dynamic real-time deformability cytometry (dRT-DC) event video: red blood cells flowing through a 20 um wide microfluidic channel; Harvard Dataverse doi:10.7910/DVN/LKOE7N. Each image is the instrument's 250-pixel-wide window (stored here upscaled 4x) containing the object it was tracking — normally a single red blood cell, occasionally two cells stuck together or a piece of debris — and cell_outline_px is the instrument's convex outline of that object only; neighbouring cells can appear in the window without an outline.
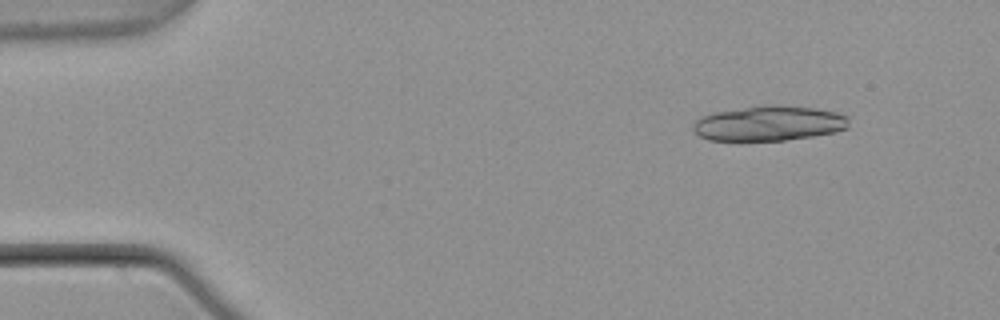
{"species": "common noctule bat (a hibernating species)", "species_latin": "Nyctalus noctula", "temperature_condition": "warm", "stored_images_in_passage": 4, "camera_frame_rate_fps": 3000, "um_per_image_px": 0.085, "animal": {"sex": "male", "body_mass_g": 21.5, "forearm_length_mm": 52.0}, "frame": {"image": 1, "passage_image": 2, "time_ms": 0.333, "image_size_px": [1000, 320], "cell_outline_px": [[848, 128], [836, 132], [812, 136], [784, 140], [708, 140], [700, 136], [692, 128], [692, 124], [700, 116], [712, 112], [756, 104], [780, 104], [816, 108], [836, 112], [848, 116]], "centroid_in_image_um": [65.34, 10.45], "position_along_channel_um": 19.7, "area_um2": 32.37}}